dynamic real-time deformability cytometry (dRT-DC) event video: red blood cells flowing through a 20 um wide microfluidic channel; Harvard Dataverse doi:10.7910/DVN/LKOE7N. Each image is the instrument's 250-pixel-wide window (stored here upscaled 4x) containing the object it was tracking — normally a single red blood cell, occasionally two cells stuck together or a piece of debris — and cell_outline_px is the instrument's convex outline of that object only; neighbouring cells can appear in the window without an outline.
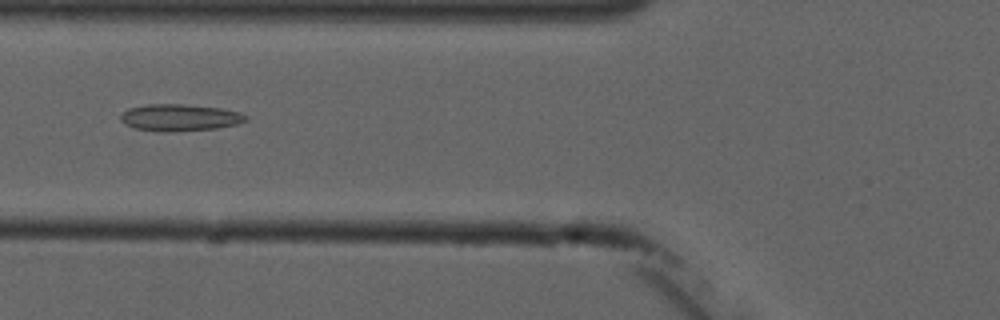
{"species": "common noctule bat (a hibernating species)", "species_latin": "Nyctalus noctula", "temperature_condition": "cold", "stored_images_in_passage": 8, "camera_frame_rate_fps": 3000, "um_per_image_px": 0.085, "animal": {"sex": "male", "forearm_length_mm": 52.5}, "frame": {"image": 1, "passage_image": 5, "time_ms": 4.667, "image_size_px": [1000, 320], "cell_outline_px": [[248, 120], [236, 124], [216, 128], [168, 132], [160, 132], [136, 128], [124, 124], [120, 120], [120, 116], [128, 108], [148, 104], [184, 104], [224, 108], [240, 112], [248, 116]], "centroid_in_image_um": [15.29, 9.98], "position_along_channel_um": 110.5, "area_um2": 19.71}}
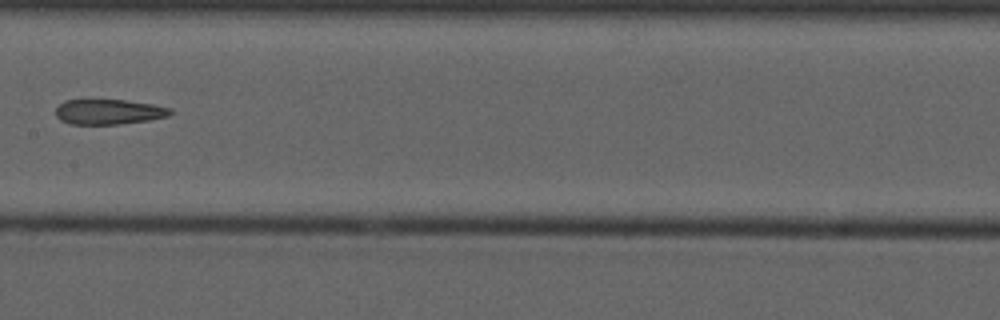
{"frame": {"image": 2, "passage_image": 7, "time_ms": 7.0, "image_size_px": [1000, 320], "cell_outline_px": [[172, 112], [168, 116], [152, 120], [120, 124], [68, 124], [60, 120], [56, 116], [56, 108], [64, 100], [84, 96], [128, 100], [152, 104], [172, 108]], "centroid_in_image_um": [9.18, 9.45], "position_along_channel_um": 198.2, "area_um2": 17.86}}
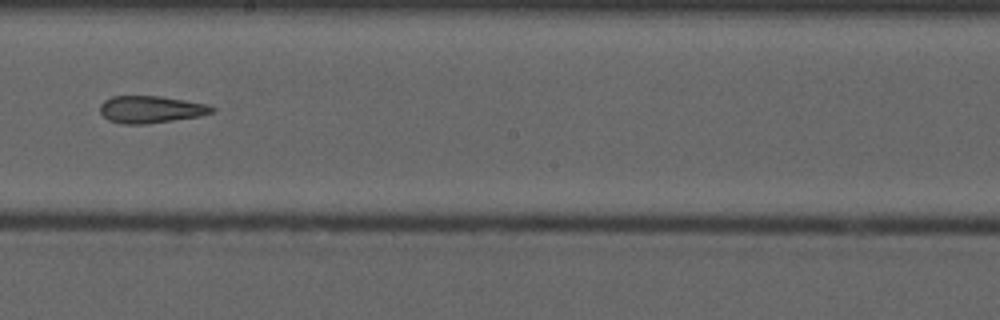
{"frame": {"image": 3, "passage_image": 8, "time_ms": 8.0, "image_size_px": [1000, 320], "cell_outline_px": [[216, 108], [212, 112], [200, 116], [144, 124], [124, 124], [108, 120], [100, 112], [100, 104], [104, 100], [112, 96], [160, 96], [208, 104]], "centroid_in_image_um": [12.8, 9.29], "position_along_channel_um": 235.4, "area_um2": 17.63}}